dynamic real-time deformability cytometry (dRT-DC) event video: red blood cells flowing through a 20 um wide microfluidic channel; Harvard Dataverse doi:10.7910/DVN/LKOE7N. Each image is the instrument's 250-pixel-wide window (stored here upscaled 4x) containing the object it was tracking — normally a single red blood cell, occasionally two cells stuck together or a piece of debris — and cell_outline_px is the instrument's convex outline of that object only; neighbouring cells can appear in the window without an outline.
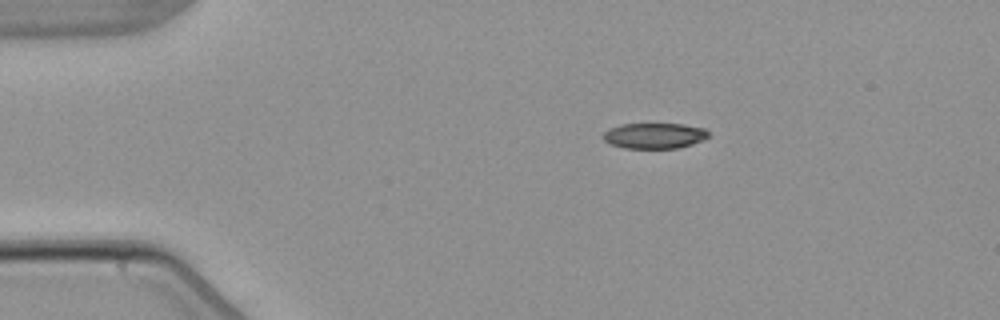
{"species": "common noctule bat (a hibernating species)", "species_latin": "Nyctalus noctula", "temperature_condition": "warm", "stored_images_in_passage": 2, "camera_frame_rate_fps": 3000, "um_per_image_px": 0.085, "animal": {"sex": "male", "body_mass_g": 21.5, "forearm_length_mm": 52.0}, "frame": {"image": 1, "passage_image": 1, "time_ms": 0.0, "image_size_px": [1000, 320], "cell_outline_px": [[708, 136], [704, 140], [680, 148], [624, 148], [612, 144], [604, 140], [604, 132], [608, 128], [620, 124], [684, 124], [704, 128], [708, 132]], "centroid_in_image_um": [55.64, 11.53], "position_along_channel_um": 29.4, "area_um2": 15.72}}